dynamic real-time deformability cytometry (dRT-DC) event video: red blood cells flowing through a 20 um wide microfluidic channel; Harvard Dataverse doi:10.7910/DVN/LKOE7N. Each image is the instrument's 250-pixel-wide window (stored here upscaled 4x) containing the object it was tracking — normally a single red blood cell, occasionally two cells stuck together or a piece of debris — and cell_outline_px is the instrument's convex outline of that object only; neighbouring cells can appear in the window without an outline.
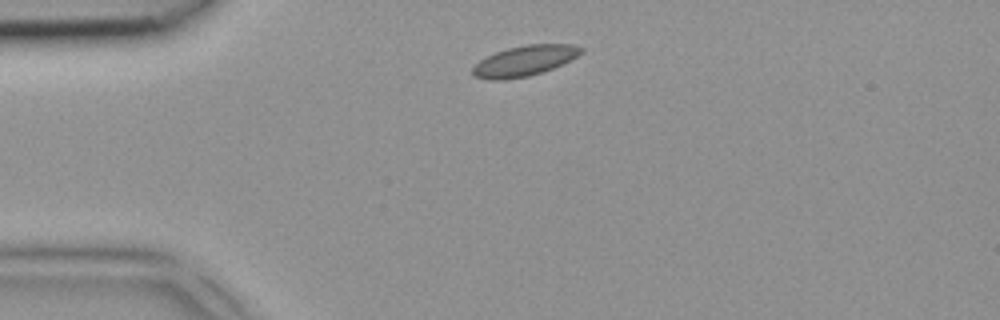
{"species": "common noctule bat (a hibernating species)", "species_latin": "Nyctalus noctula", "temperature_condition": "room temperature", "stored_images_in_passage": 4, "camera_frame_rate_fps": 3000, "um_per_image_px": 0.085, "animal": {"sex": "female", "body_mass_g": 18.4}, "frame": {"image": 1, "passage_image": 1, "time_ms": 0.0, "image_size_px": [1000, 320], "cell_outline_px": [[584, 52], [552, 68], [528, 76], [504, 80], [488, 80], [476, 76], [472, 72], [472, 68], [480, 60], [496, 52], [508, 48], [528, 44], [572, 44], [584, 48]], "centroid_in_image_um": [44.57, 5.16], "position_along_channel_um": 40.4, "area_um2": 18.9}}